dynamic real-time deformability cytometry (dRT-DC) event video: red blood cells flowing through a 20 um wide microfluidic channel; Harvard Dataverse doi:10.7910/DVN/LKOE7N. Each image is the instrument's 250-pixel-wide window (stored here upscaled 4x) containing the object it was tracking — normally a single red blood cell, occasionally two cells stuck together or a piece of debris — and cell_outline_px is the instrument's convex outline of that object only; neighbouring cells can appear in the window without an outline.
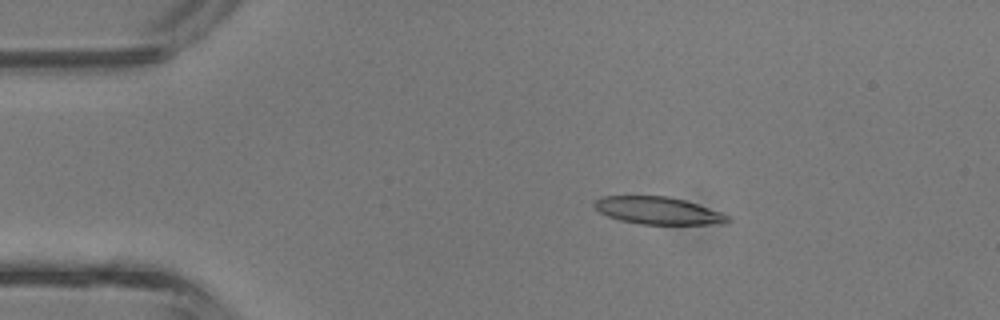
{"species": "common noctule bat (a hibernating species)", "species_latin": "Nyctalus noctula", "temperature_condition": "room temperature", "stored_images_in_passage": 3, "camera_frame_rate_fps": 3000, "um_per_image_px": 0.085, "animal": {"sex": "male", "body_mass_g": 13.3}, "frame": {"image": 1, "passage_image": 2, "time_ms": 0.333, "image_size_px": [1000, 320], "cell_outline_px": [[732, 220], [720, 224], [640, 224], [620, 220], [608, 216], [600, 212], [592, 204], [600, 196], [668, 196], [684, 200], [720, 212], [728, 216]], "centroid_in_image_um": [55.91, 17.9], "position_along_channel_um": 29.1, "area_um2": 21.1}}